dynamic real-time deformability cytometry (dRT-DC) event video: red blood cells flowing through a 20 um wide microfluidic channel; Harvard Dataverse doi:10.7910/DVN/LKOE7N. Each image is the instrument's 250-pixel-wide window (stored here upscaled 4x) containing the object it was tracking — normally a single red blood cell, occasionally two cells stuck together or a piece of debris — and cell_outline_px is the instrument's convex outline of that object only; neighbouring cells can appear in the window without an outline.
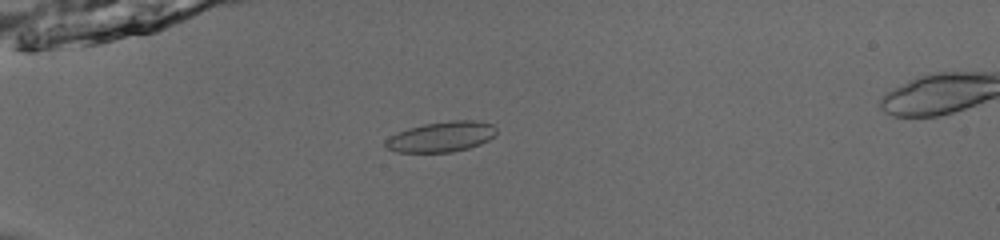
{"species": "common noctule bat (a hibernating species)", "species_latin": "Nyctalus noctula", "temperature_condition": "room temperature", "stored_images_in_passage": 41, "camera_frame_rate_fps": 3000, "um_per_image_px": 0.085, "animal": {"sex": "male", "body_mass_g": 13.0, "forearm_length_mm": 53.1}, "frame": {"image": 1, "passage_image": 4, "time_ms": 1.0, "image_size_px": [1000, 240], "cell_outline_px": [[496, 132], [488, 140], [480, 144], [468, 148], [452, 152], [396, 152], [384, 148], [384, 140], [388, 136], [408, 128], [424, 124], [448, 120], [480, 120], [492, 124], [496, 128]], "centroid_in_image_um": [37.47, 11.62], "position_along_channel_um": 47.5, "area_um2": 19.83}}
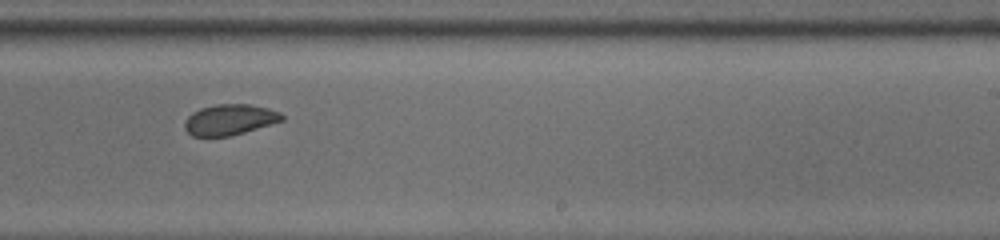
{"frame": {"image": 2, "passage_image": 23, "time_ms": 7.333, "image_size_px": [1000, 240], "cell_outline_px": [[284, 120], [244, 132], [228, 136], [192, 136], [184, 128], [184, 124], [188, 116], [192, 112], [200, 108], [216, 104], [248, 104], [268, 108], [280, 112], [284, 116]], "centroid_in_image_um": [19.52, 10.16], "position_along_channel_um": 269.5, "area_um2": 17.34}}
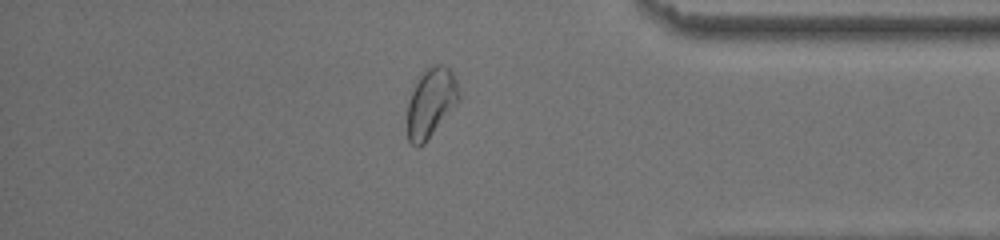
{"frame": {"image": 3, "passage_image": 34, "time_ms": 11.0, "image_size_px": [1000, 240], "cell_outline_px": [[460, 100], [424, 144], [416, 148], [408, 140], [408, 104], [412, 92], [420, 76], [428, 68], [436, 64], [444, 64], [452, 72], [460, 96]], "centroid_in_image_um": [36.64, 8.75], "position_along_channel_um": 398.6, "area_um2": 20.35}, "authors_computed_cell_mechanics": {"area_um2": 19.0162, "velocity_mm_per_s": 3.9137, "shape_relaxation_time_tau1_ms": 3.5171, "shape_relaxation_time_tau2_ms": 1.68, "deformation_change_tau1": 0.091, "deformation_change_tau2": 0.0594}}